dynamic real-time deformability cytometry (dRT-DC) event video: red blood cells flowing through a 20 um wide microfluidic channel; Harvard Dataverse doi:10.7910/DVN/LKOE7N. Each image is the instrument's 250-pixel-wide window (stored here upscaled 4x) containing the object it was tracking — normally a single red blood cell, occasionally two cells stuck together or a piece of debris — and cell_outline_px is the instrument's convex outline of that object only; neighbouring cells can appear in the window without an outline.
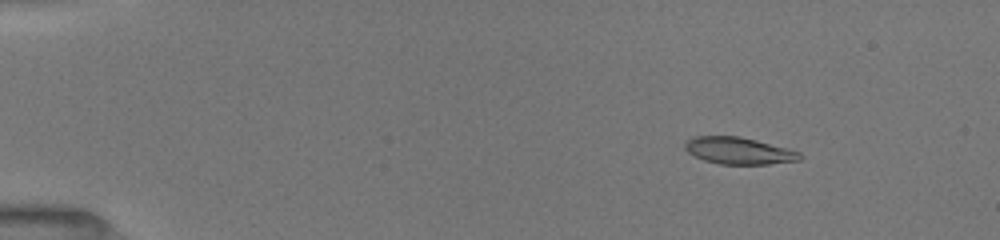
{"species": "common noctule bat (a hibernating species)", "species_latin": "Nyctalus noctula", "temperature_condition": "room temperature", "stored_images_in_passage": 49, "camera_frame_rate_fps": 3000, "um_per_image_px": 0.085, "animal": {"sex": "female", "body_mass_g": 19.5, "forearm_length_mm": 54.1}, "frame": {"image": 1, "passage_image": 5, "time_ms": 2.333, "image_size_px": [1000, 240], "cell_outline_px": [[804, 156], [800, 160], [768, 164], [720, 164], [704, 160], [688, 152], [684, 148], [684, 144], [688, 140], [696, 136], [740, 136], [756, 140], [800, 152]], "centroid_in_image_um": [62.8, 12.81], "position_along_channel_um": 22.2, "area_um2": 17.86}}
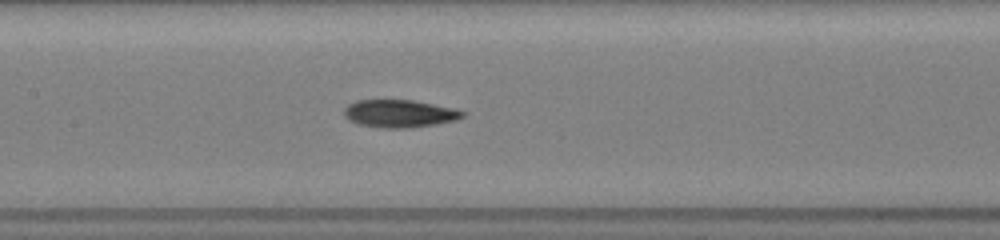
{"frame": {"image": 2, "passage_image": 22, "time_ms": 8.667, "image_size_px": [1000, 240], "cell_outline_px": [[464, 116], [456, 120], [436, 124], [412, 128], [384, 128], [360, 124], [348, 120], [344, 116], [344, 108], [348, 104], [356, 100], [412, 100], [456, 108], [464, 112]], "centroid_in_image_um": [33.96, 9.65], "position_along_channel_um": 173.4, "area_um2": 19.19}}
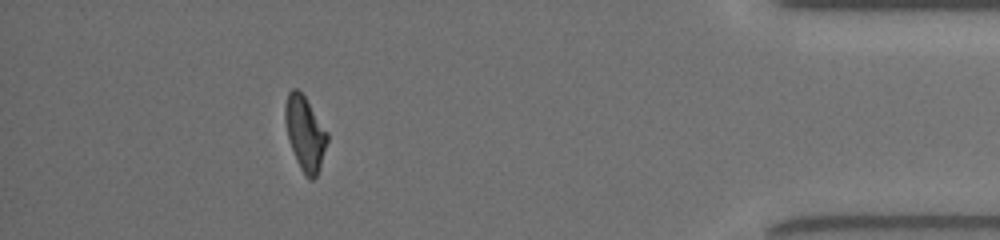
{"frame": {"image": 3, "passage_image": 42, "time_ms": 15.667, "image_size_px": [1000, 240], "cell_outline_px": [[328, 140], [320, 168], [316, 176], [312, 180], [300, 168], [296, 160], [288, 136], [284, 120], [284, 108], [288, 92], [292, 88], [296, 88], [304, 96], [328, 132]], "centroid_in_image_um": [25.92, 11.31], "position_along_channel_um": 409.3, "area_um2": 17.98}, "authors_computed_cell_mechanics": {"area_um2": 18.5538, "velocity_mm_per_s": 4.0129, "shape_relaxation_time_tau1_ms": 8.5028, "shape_relaxation_time_tau2_ms": 3.8722, "deformation_change_tau1": 0.2817, "deformation_change_tau2": 0.1113}}